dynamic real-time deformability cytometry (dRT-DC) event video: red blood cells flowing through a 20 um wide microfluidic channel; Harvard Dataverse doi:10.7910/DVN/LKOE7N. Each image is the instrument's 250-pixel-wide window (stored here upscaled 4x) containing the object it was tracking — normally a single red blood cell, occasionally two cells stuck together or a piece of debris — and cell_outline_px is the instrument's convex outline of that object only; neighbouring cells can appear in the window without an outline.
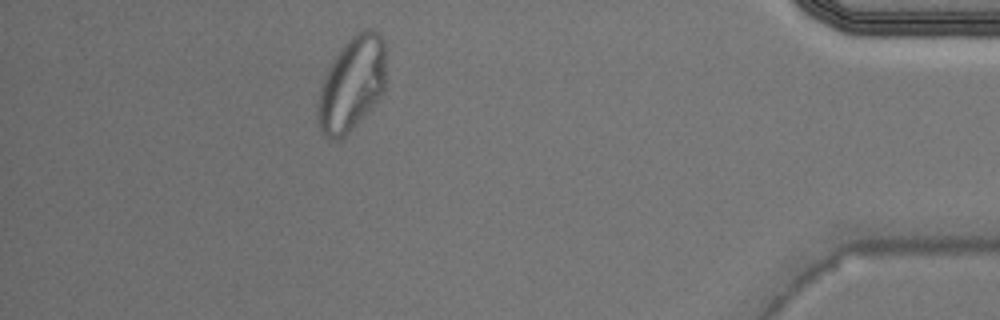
{"species": "Egyptian fruit bat (a non-hibernating species)", "species_latin": "Rousettus aegyptiacus", "temperature_condition": "warm", "stored_images_in_passage": 30, "camera_frame_rate_fps": 3000, "um_per_image_px": 0.085, "animal": {"sex": "male"}, "frame": {"image": 1, "passage_image": 26, "time_ms": 8.333, "image_size_px": [1000, 320], "cell_outline_px": [[384, 92], [380, 100], [340, 140], [332, 140], [324, 136], [316, 124], [316, 108], [320, 88], [324, 76], [332, 60], [340, 48], [360, 28], [372, 28], [384, 40]], "centroid_in_image_um": [29.87, 7.16], "position_along_channel_um": 405.3, "area_um2": 37.92}}